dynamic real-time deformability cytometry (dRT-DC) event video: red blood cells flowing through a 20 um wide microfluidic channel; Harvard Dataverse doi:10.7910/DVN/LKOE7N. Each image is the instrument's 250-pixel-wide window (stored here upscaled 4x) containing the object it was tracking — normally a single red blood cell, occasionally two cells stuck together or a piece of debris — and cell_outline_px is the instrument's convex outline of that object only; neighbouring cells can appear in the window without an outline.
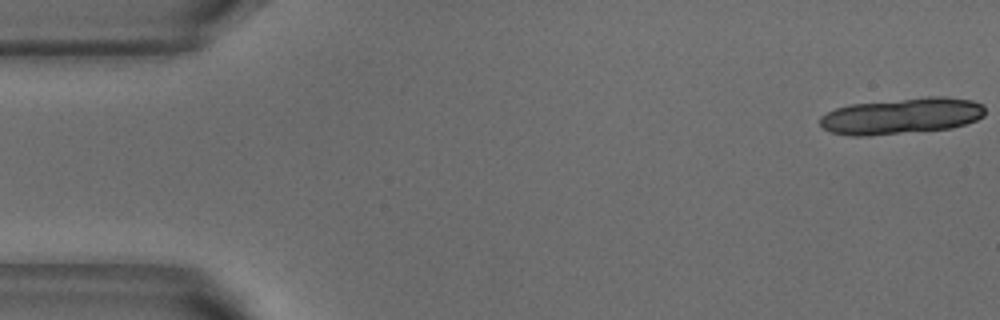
{"species": "common noctule bat (a hibernating species)", "species_latin": "Nyctalus noctula", "temperature_condition": "warm", "stored_images_in_passage": 7, "camera_frame_rate_fps": 3000, "um_per_image_px": 0.085, "animal": {"sex": "male", "body_mass_g": 18.8}, "frame": {"image": 1, "passage_image": 1, "time_ms": 0.0, "image_size_px": [1000, 320], "cell_outline_px": [[984, 116], [976, 120], [952, 128], [868, 136], [852, 136], [832, 132], [824, 128], [820, 124], [820, 116], [836, 108], [848, 104], [928, 96], [944, 96], [972, 100], [984, 104]], "centroid_in_image_um": [76.65, 9.84], "position_along_channel_um": 8.4, "area_um2": 34.97}}